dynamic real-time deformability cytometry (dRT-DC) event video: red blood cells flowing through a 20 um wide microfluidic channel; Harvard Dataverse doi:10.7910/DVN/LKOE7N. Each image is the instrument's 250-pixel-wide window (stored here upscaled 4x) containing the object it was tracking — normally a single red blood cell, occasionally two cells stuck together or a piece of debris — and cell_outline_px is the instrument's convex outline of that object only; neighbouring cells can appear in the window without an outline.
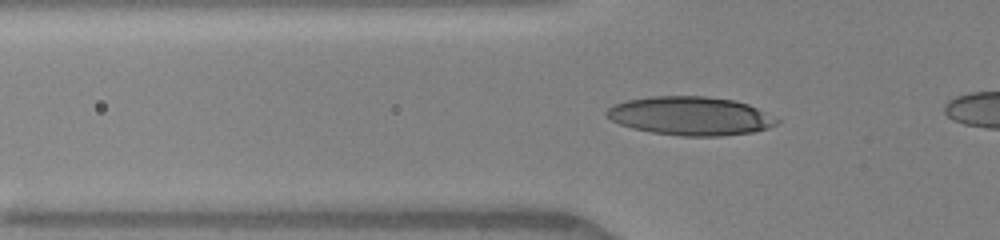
{"species": "human", "species_latin": "Homo sapiens", "temperature_condition": "warm", "stored_images_in_passage": 43, "camera_frame_rate_fps": 3000, "um_per_image_px": 0.085, "donor": {"sex": "female"}, "frame": {"image": 1, "passage_image": 16, "time_ms": 5.0, "image_size_px": [1000, 240], "cell_outline_px": [[780, 120], [776, 124], [768, 128], [752, 132], [720, 136], [680, 136], [652, 132], [632, 128], [620, 124], [612, 120], [604, 112], [608, 108], [616, 104], [628, 100], [652, 96], [704, 96], [736, 100], [748, 104]], "centroid_in_image_um": [58.69, 9.85], "position_along_channel_um": 67.1, "area_um2": 38.09}}
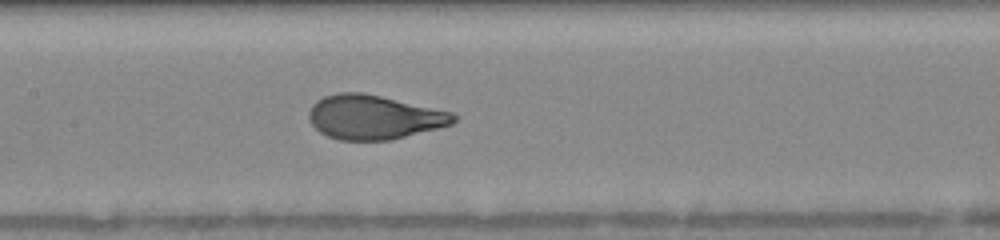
{"frame": {"image": 2, "passage_image": 24, "time_ms": 7.667, "image_size_px": [1000, 240], "cell_outline_px": [[456, 120], [452, 124], [392, 140], [340, 140], [328, 136], [320, 132], [312, 124], [308, 116], [308, 112], [312, 104], [316, 100], [324, 96], [336, 92], [360, 92], [380, 96], [452, 112], [456, 116]], "centroid_in_image_um": [31.75, 9.96], "position_along_channel_um": 175.7, "area_um2": 37.11}}
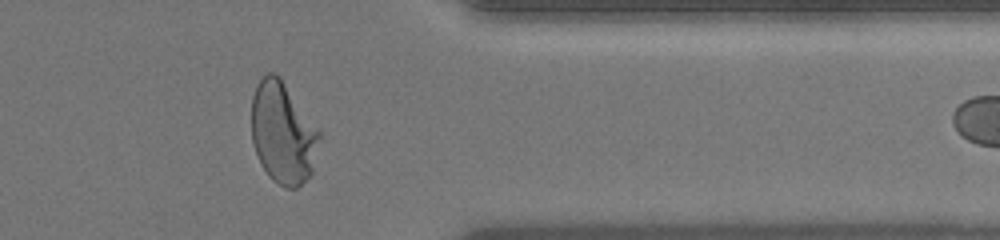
{"frame": {"image": 3, "passage_image": 40, "time_ms": 13.0, "image_size_px": [1000, 240], "cell_outline_px": [[320, 136], [312, 176], [296, 188], [288, 188], [272, 180], [268, 176], [260, 164], [252, 140], [252, 96], [256, 84], [268, 72], [272, 72], [280, 76], [320, 132]], "centroid_in_image_um": [24.04, 11.32], "position_along_channel_um": 387.4, "area_um2": 40.17}}